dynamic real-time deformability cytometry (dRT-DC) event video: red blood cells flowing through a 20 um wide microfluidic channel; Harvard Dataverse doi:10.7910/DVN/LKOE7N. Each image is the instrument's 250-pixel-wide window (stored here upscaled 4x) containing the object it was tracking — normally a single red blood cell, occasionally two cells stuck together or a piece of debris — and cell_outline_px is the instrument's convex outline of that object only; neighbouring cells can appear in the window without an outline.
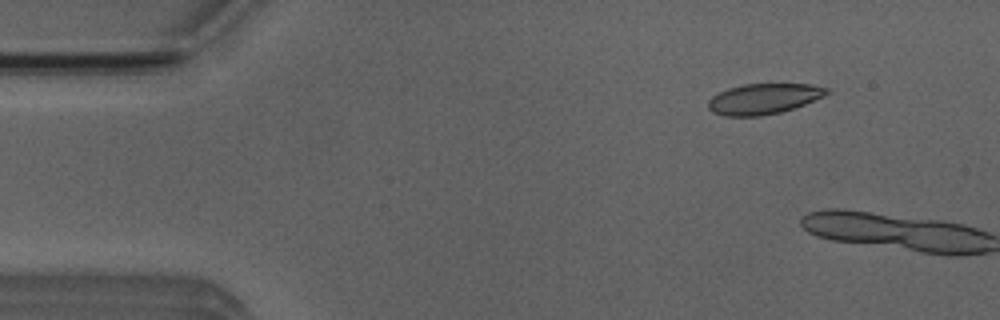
{"species": "Egyptian fruit bat (a non-hibernating species)", "species_latin": "Rousettus aegyptiacus", "temperature_condition": "room temperature", "stored_images_in_passage": 3, "camera_frame_rate_fps": 3000, "um_per_image_px": 0.085, "animal": {"sex": "male"}, "frame": {"image": 1, "passage_image": 2, "time_ms": 1.0, "image_size_px": [1000, 320], "cell_outline_px": [[832, 92], [824, 96], [804, 104], [780, 112], [760, 116], [724, 116], [712, 112], [708, 108], [708, 100], [712, 96], [728, 88], [744, 84], [812, 84], [828, 88]], "centroid_in_image_um": [64.91, 8.39], "position_along_channel_um": 20.1, "area_um2": 21.1}}